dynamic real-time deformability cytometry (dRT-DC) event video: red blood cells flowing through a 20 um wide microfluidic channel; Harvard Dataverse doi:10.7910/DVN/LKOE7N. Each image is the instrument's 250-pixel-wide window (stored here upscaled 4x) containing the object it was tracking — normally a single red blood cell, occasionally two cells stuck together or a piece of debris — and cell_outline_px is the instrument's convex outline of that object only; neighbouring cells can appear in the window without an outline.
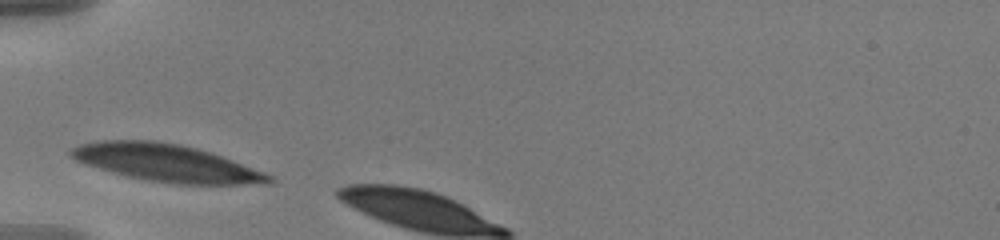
{"species": "human", "species_latin": "Homo sapiens", "temperature_condition": "warm", "stored_images_in_passage": 3, "camera_frame_rate_fps": 3000, "um_per_image_px": 0.085, "donor": {"sex": "male"}, "frame": {"image": 1, "passage_image": 1, "time_ms": 0.0, "image_size_px": [1000, 240], "cell_outline_px": [[276, 180], [268, 184], [176, 184], [148, 180], [128, 176], [112, 172], [84, 164], [68, 156], [68, 148], [80, 144], [100, 140], [156, 140], [180, 144], [196, 148], [232, 160], [264, 172], [272, 176]], "centroid_in_image_um": [14.09, 13.84], "position_along_channel_um": 70.9, "area_um2": 43.0}}